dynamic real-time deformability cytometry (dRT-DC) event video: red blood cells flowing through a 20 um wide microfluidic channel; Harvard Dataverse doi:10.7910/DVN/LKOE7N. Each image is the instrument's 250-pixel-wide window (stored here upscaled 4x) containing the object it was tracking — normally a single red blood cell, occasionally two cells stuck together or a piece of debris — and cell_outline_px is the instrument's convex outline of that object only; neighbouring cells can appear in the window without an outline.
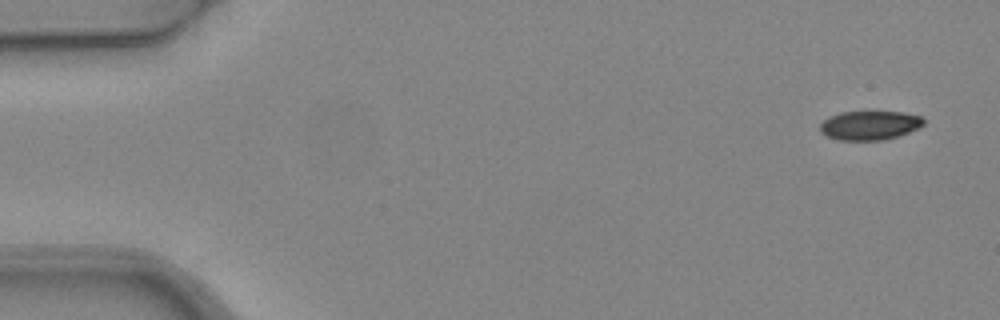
{"species": "common noctule bat (a hibernating species)", "species_latin": "Nyctalus noctula", "temperature_condition": "warm", "stored_images_in_passage": 4, "camera_frame_rate_fps": 3000, "um_per_image_px": 0.085, "animal": {"sex": "female", "body_mass_g": 24.6, "forearm_length_mm": 56.2}, "frame": {"image": 1, "passage_image": 1, "time_ms": 0.0, "image_size_px": [1000, 320], "cell_outline_px": [[924, 124], [920, 128], [896, 136], [880, 140], [840, 140], [828, 136], [820, 132], [820, 124], [828, 116], [840, 112], [904, 112], [920, 116], [924, 120]], "centroid_in_image_um": [73.91, 10.64], "position_along_channel_um": 11.1, "area_um2": 17.46}}
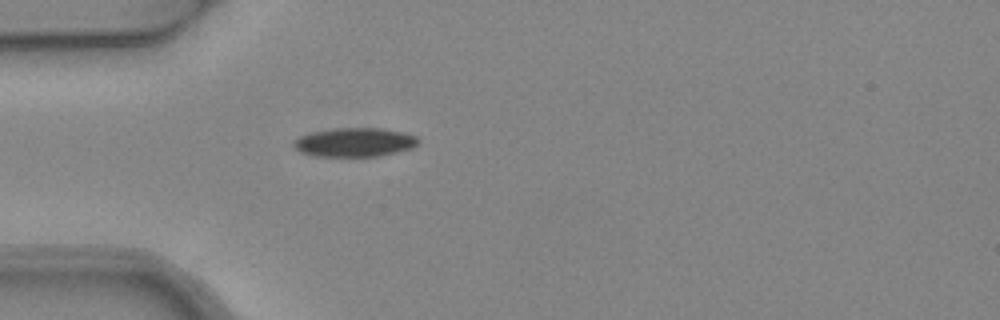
{"frame": {"image": 2, "passage_image": 4, "time_ms": 1.0, "image_size_px": [1000, 320], "cell_outline_px": [[420, 140], [412, 148], [380, 156], [316, 156], [300, 152], [292, 144], [292, 140], [300, 136], [312, 132], [336, 128], [380, 128], [404, 132], [416, 136]], "centroid_in_image_um": [30.14, 12.09], "position_along_channel_um": 54.9, "area_um2": 20.98}}